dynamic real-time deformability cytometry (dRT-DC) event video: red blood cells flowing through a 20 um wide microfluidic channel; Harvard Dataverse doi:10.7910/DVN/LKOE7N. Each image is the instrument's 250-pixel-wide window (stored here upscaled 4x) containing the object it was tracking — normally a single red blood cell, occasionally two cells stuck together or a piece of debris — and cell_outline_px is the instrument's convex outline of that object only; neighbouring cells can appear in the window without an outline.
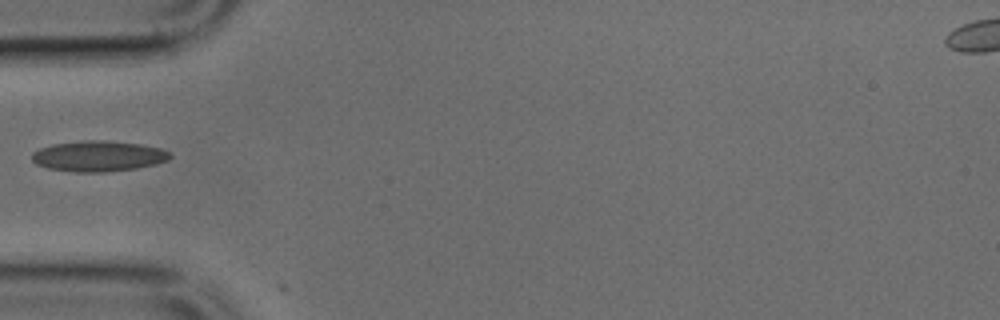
{"species": "common noctule bat (a hibernating species)", "species_latin": "Nyctalus noctula", "temperature_condition": "cold", "stored_images_in_passage": 4, "camera_frame_rate_fps": 3000, "um_per_image_px": 0.085, "animal": {"sex": "male", "body_mass_g": 17.9, "forearm_length_mm": 54.2}, "frame": {"image": 1, "passage_image": 1, "time_ms": 0.0, "image_size_px": [1000, 320], "cell_outline_px": [[172, 156], [168, 160], [156, 164], [136, 168], [104, 172], [76, 172], [48, 168], [36, 164], [32, 160], [32, 152], [40, 148], [52, 144], [84, 140], [104, 140], [140, 144], [160, 148], [172, 152]], "centroid_in_image_um": [8.37, 13.26], "position_along_channel_um": 76.6, "area_um2": 24.74}}